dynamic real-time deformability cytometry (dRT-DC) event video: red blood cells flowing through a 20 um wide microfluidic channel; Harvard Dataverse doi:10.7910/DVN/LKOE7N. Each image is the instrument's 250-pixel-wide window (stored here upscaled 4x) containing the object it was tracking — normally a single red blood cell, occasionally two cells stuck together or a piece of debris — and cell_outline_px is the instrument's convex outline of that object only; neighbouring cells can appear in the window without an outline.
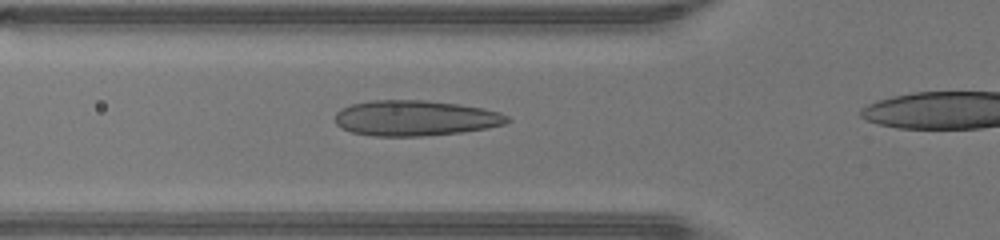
{"species": "human", "species_latin": "Homo sapiens", "temperature_condition": "warm", "stored_images_in_passage": 14, "camera_frame_rate_fps": 3000, "um_per_image_px": 0.085, "donor": {"sex": "male"}, "frame": {"image": 1, "passage_image": 7, "time_ms": 2.0, "image_size_px": [1000, 240], "cell_outline_px": [[512, 120], [504, 124], [488, 128], [460, 132], [420, 136], [372, 136], [352, 132], [340, 128], [336, 124], [336, 112], [340, 108], [352, 104], [372, 100], [424, 100], [456, 104], [480, 108], [500, 112], [508, 116]], "centroid_in_image_um": [35.27, 10.04], "position_along_channel_um": 90.5, "area_um2": 35.55}}
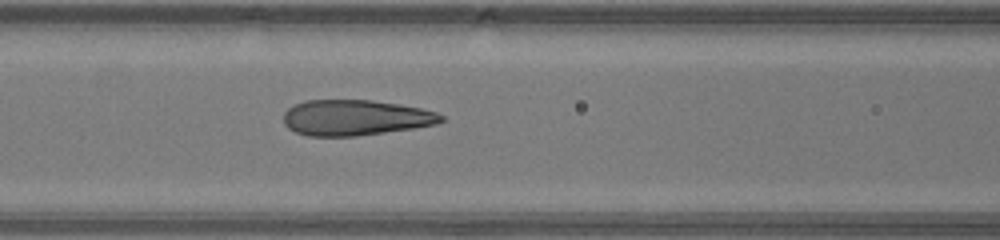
{"frame": {"image": 2, "passage_image": 10, "time_ms": 3.0, "image_size_px": [1000, 240], "cell_outline_px": [[444, 120], [436, 124], [412, 128], [356, 136], [308, 136], [296, 132], [288, 128], [284, 124], [284, 112], [288, 108], [304, 100], [372, 100], [420, 108], [436, 112], [444, 116]], "centroid_in_image_um": [30.18, 10.0], "position_along_channel_um": 136.4, "area_um2": 32.54}}
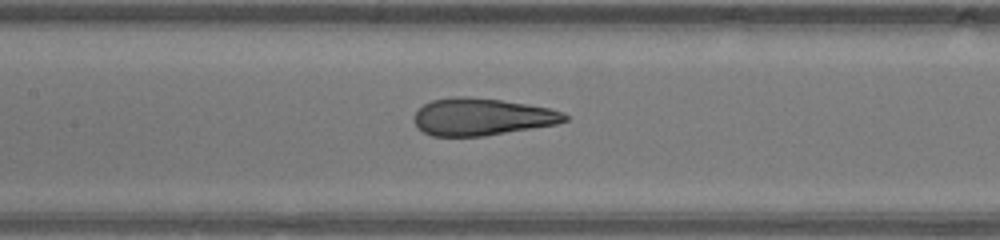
{"frame": {"image": 3, "passage_image": 12, "time_ms": 3.667, "image_size_px": [1000, 240], "cell_outline_px": [[568, 120], [556, 124], [484, 136], [432, 136], [424, 132], [416, 124], [416, 112], [424, 104], [432, 100], [452, 96], [468, 96], [500, 100], [548, 108], [564, 112], [568, 116]], "centroid_in_image_um": [40.97, 9.92], "position_along_channel_um": 166.4, "area_um2": 32.31}}